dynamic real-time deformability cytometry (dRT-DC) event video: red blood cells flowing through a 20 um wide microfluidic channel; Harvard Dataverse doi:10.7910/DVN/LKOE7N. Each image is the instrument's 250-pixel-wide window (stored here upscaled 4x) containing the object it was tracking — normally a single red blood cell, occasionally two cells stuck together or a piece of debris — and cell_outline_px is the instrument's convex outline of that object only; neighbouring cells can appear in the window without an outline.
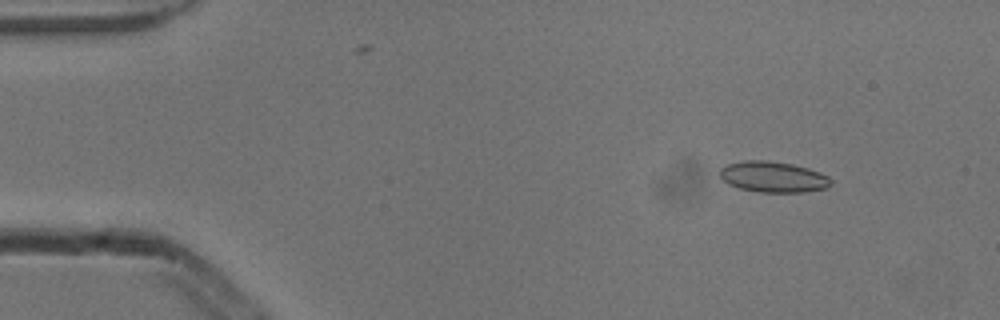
{"species": "common noctule bat (a hibernating species)", "species_latin": "Nyctalus noctula", "temperature_condition": "cold", "stored_images_in_passage": 3, "camera_frame_rate_fps": 3000, "um_per_image_px": 0.085, "animal": {"sex": "male", "body_mass_g": 13.3}, "frame": {"image": 1, "passage_image": 1, "time_ms": 0.0, "image_size_px": [1000, 320], "cell_outline_px": [[832, 184], [828, 188], [804, 192], [760, 192], [740, 188], [728, 184], [720, 176], [720, 168], [728, 164], [744, 160], [768, 160], [792, 164], [808, 168], [820, 172], [828, 176], [832, 180]], "centroid_in_image_um": [65.75, 15.03], "position_along_channel_um": 19.3, "area_um2": 20.06}}
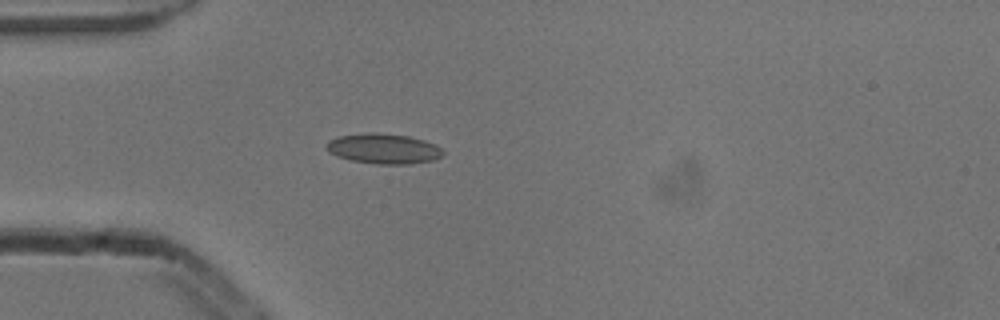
{"frame": {"image": 2, "passage_image": 3, "time_ms": 0.667, "image_size_px": [1000, 320], "cell_outline_px": [[444, 152], [440, 156], [432, 160], [408, 164], [376, 164], [352, 160], [336, 156], [328, 152], [324, 144], [328, 140], [340, 136], [372, 132], [408, 136], [424, 140], [436, 144]], "centroid_in_image_um": [32.57, 12.64], "position_along_channel_um": 52.4, "area_um2": 20.4}}